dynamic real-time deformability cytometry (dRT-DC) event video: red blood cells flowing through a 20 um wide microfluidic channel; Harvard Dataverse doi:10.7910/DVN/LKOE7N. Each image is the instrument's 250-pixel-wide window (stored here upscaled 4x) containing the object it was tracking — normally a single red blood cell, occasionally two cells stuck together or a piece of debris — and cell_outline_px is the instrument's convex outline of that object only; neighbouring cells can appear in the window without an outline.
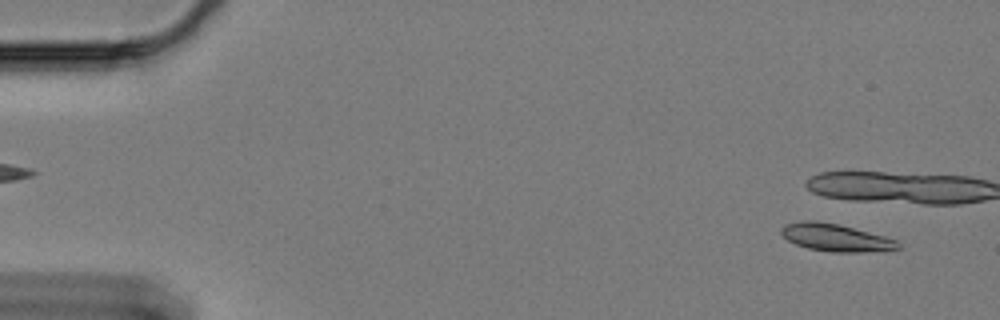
{"species": "Egyptian fruit bat (a non-hibernating species)", "species_latin": "Rousettus aegyptiacus", "temperature_condition": "cold", "stored_images_in_passage": 7, "camera_frame_rate_fps": 3000, "um_per_image_px": 0.085, "animal": {"sex": "female"}, "frame": {"image": 1, "passage_image": 1, "time_ms": 0.0, "image_size_px": [1000, 320], "cell_outline_px": [[900, 248], [884, 252], [832, 252], [808, 248], [796, 244], [788, 240], [780, 232], [780, 228], [784, 224], [800, 220], [816, 220], [840, 224], [884, 236], [896, 240], [900, 244]], "centroid_in_image_um": [71.05, 20.19], "position_along_channel_um": 14.0, "area_um2": 19.02}}